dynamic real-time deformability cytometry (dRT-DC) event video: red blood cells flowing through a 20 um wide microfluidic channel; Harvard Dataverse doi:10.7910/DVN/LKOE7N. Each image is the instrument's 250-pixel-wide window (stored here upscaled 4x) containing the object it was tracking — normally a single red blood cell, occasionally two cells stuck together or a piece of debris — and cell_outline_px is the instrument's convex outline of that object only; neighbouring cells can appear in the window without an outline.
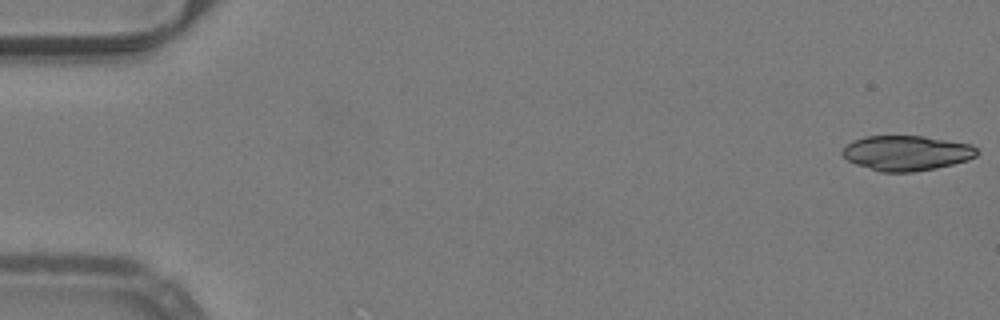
{"species": "common noctule bat (a hibernating species)", "species_latin": "Nyctalus noctula", "temperature_condition": "warm", "stored_images_in_passage": 5, "camera_frame_rate_fps": 3000, "um_per_image_px": 0.085, "animal": {"sex": "male", "body_mass_g": 19.2, "forearm_length_mm": 51.8}, "frame": {"image": 1, "passage_image": 1, "time_ms": 0.0, "image_size_px": [1000, 320], "cell_outline_px": [[980, 152], [976, 156], [968, 160], [936, 168], [912, 172], [880, 172], [856, 164], [848, 160], [840, 152], [852, 140], [864, 136], [924, 136], [972, 144]], "centroid_in_image_um": [77.07, 13.0], "position_along_channel_um": 7.9, "area_um2": 27.57}}